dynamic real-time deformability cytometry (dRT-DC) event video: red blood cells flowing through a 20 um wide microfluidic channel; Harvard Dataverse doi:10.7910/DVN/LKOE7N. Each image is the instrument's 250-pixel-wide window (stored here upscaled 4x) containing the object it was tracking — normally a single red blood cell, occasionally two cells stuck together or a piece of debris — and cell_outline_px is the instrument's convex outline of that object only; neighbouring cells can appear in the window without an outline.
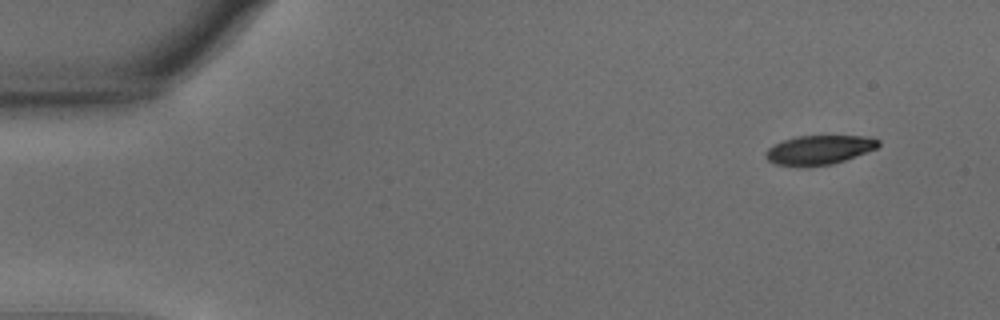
{"species": "common noctule bat (a hibernating species)", "species_latin": "Nyctalus noctula", "temperature_condition": "warm", "stored_images_in_passage": 18, "camera_frame_rate_fps": 3000, "um_per_image_px": 0.085, "animal": {"sex": "male", "body_mass_g": 15.6}, "frame": {"image": 1, "passage_image": 1, "time_ms": 0.0, "image_size_px": [1000, 320], "cell_outline_px": [[880, 144], [876, 148], [844, 160], [832, 164], [804, 168], [776, 164], [768, 160], [764, 156], [764, 152], [768, 148], [784, 140], [796, 136], [872, 136], [880, 140]], "centroid_in_image_um": [69.6, 12.75], "position_along_channel_um": 15.4, "area_um2": 19.36}}
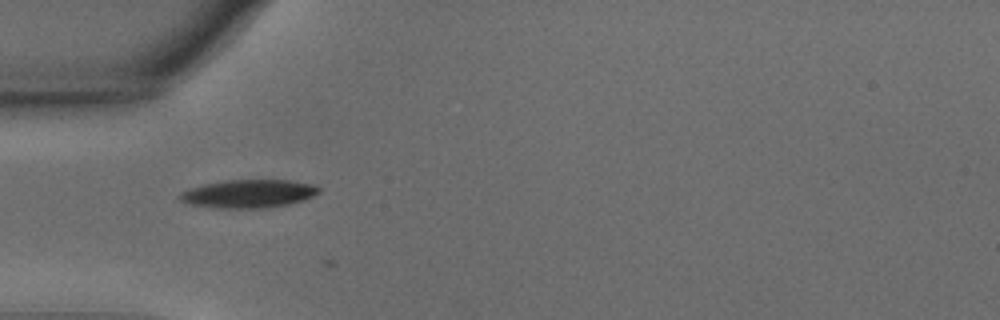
{"frame": {"image": 2, "passage_image": 14, "time_ms": 4.333, "image_size_px": [1000, 320], "cell_outline_px": [[320, 192], [304, 200], [288, 204], [268, 208], [216, 208], [188, 204], [180, 200], [176, 196], [180, 192], [204, 184], [224, 180], [292, 180], [316, 184], [320, 188]], "centroid_in_image_um": [21.14, 16.46], "position_along_channel_um": 63.9, "area_um2": 23.12}}
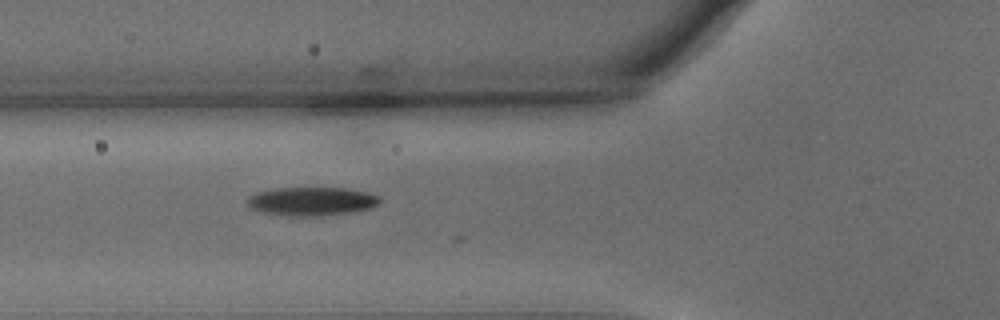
{"frame": {"image": 3, "passage_image": 17, "time_ms": 5.333, "image_size_px": [1000, 320], "cell_outline_px": [[380, 204], [372, 208], [352, 212], [316, 216], [296, 216], [264, 212], [252, 208], [248, 204], [248, 196], [256, 192], [272, 188], [348, 188], [368, 192], [380, 196]], "centroid_in_image_um": [26.55, 17.1], "position_along_channel_um": 99.3, "area_um2": 22.08}}